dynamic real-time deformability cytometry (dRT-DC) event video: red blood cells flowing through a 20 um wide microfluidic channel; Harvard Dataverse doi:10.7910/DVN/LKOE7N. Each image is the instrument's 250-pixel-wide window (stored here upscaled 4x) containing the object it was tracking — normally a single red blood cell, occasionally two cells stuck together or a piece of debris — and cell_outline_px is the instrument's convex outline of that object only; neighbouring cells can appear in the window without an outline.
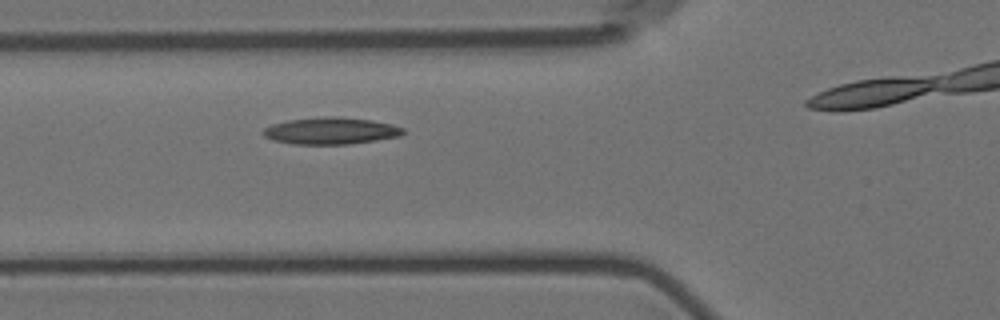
{"species": "Egyptian fruit bat (a non-hibernating species)", "species_latin": "Rousettus aegyptiacus", "temperature_condition": "room temperature", "stored_images_in_passage": 3, "camera_frame_rate_fps": 3000, "um_per_image_px": 0.085, "animal": {"sex": "female"}, "frame": {"image": 1, "passage_image": 2, "time_ms": 1.0, "image_size_px": [1000, 320], "cell_outline_px": [[404, 132], [400, 136], [376, 140], [348, 144], [296, 144], [272, 140], [264, 136], [260, 132], [264, 128], [272, 124], [288, 120], [324, 116], [340, 116], [372, 120], [392, 124], [404, 128]], "centroid_in_image_um": [28.1, 11.11], "position_along_channel_um": 97.7, "area_um2": 22.02}}